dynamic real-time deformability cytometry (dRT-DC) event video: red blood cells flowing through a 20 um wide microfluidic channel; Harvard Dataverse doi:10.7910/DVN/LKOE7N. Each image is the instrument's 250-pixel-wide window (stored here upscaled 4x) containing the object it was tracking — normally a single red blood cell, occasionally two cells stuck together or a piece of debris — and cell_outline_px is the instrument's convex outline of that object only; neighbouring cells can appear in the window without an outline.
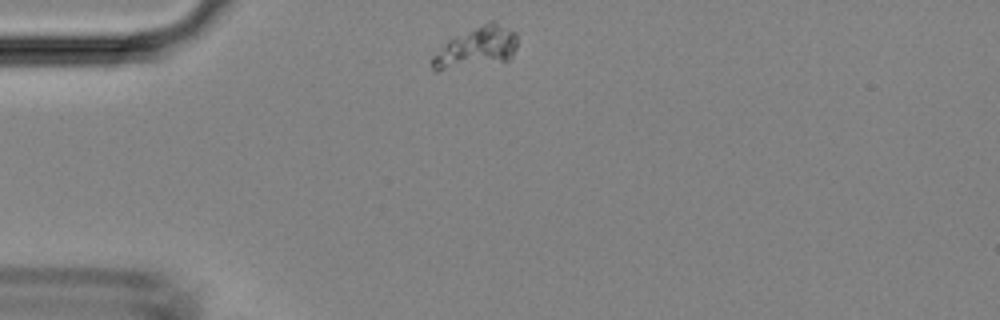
{"species": "Egyptian fruit bat (a non-hibernating species)", "species_latin": "Rousettus aegyptiacus", "temperature_condition": "room temperature", "stored_images_in_passage": 38, "camera_frame_rate_fps": 3000, "um_per_image_px": 0.085, "animal": {"sex": "female"}, "frame": {"image": 1, "passage_image": 1, "time_ms": 0.0, "image_size_px": [1000, 320], "cell_outline_px": [[516, 48], [512, 56], [508, 60], [436, 72], [432, 68], [432, 56], [448, 40], [488, 20], [492, 20], [516, 32]], "centroid_in_image_um": [40.49, 4.03], "position_along_channel_um": 44.5, "area_um2": 20.23}}
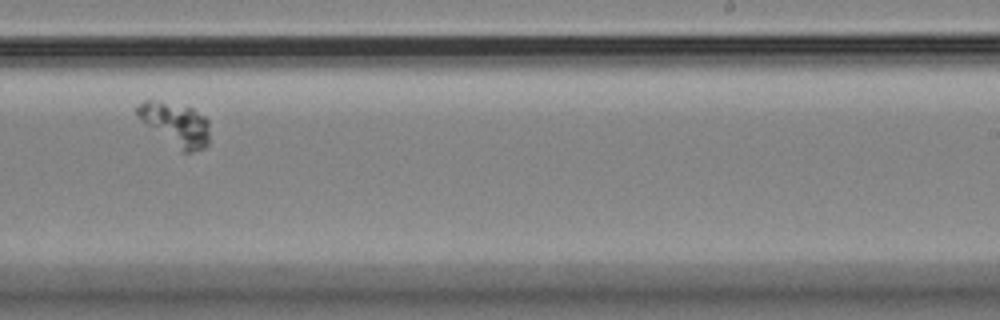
{"frame": {"image": 2, "passage_image": 20, "time_ms": 6.333, "image_size_px": [1000, 320], "cell_outline_px": [[208, 144], [204, 148], [192, 152], [184, 152], [140, 120], [136, 112], [136, 108], [144, 100], [148, 100], [192, 108], [204, 116], [208, 120]], "centroid_in_image_um": [14.95, 10.56], "position_along_channel_um": 274.0, "area_um2": 17.51}}
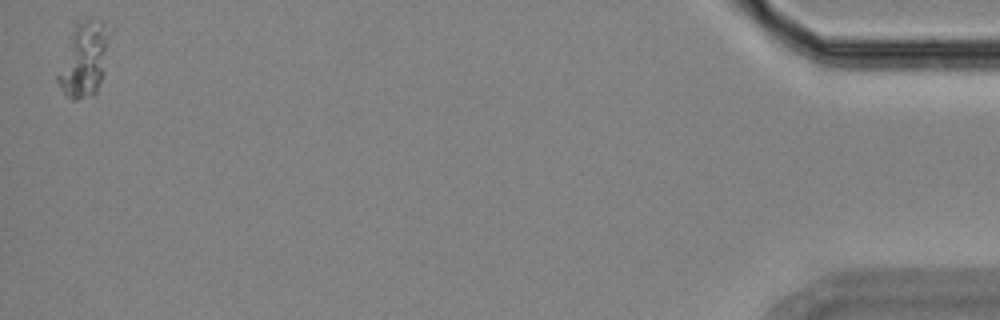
{"frame": {"image": 3, "passage_image": 38, "time_ms": 12.333, "image_size_px": [1000, 320], "cell_outline_px": [[108, 36], [104, 76], [96, 92], [92, 96], [76, 100], [72, 100], [64, 96], [56, 80], [56, 76], [76, 24], [84, 20], [100, 20], [104, 24]], "centroid_in_image_um": [7.13, 5.16], "position_along_channel_um": 428.1, "area_um2": 21.85}}